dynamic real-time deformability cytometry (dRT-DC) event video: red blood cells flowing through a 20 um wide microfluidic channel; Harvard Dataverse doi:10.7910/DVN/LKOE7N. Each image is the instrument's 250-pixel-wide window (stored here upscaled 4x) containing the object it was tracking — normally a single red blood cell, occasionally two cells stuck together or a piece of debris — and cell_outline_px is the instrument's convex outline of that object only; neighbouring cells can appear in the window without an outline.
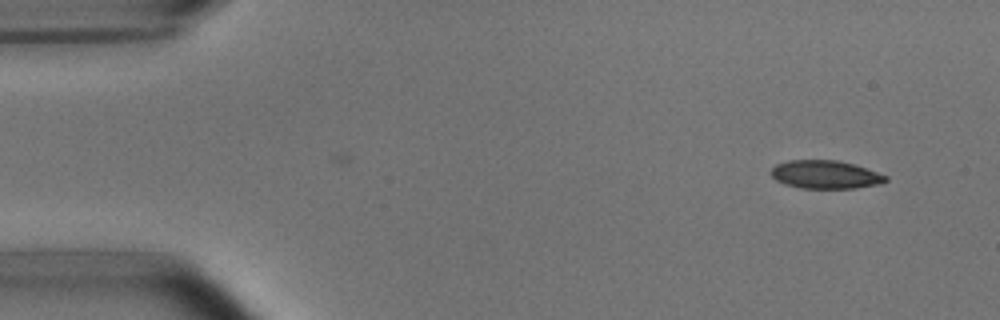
{"species": "common noctule bat (a hibernating species)", "species_latin": "Nyctalus noctula", "temperature_condition": "room temperature", "stored_images_in_passage": 4, "camera_frame_rate_fps": 3000, "um_per_image_px": 0.085, "animal": {"sex": "male", "body_mass_g": 15.6}, "frame": {"image": 1, "passage_image": 1, "time_ms": 0.0, "image_size_px": [1000, 320], "cell_outline_px": [[888, 180], [880, 184], [856, 188], [800, 188], [784, 184], [776, 180], [772, 176], [772, 168], [776, 164], [788, 160], [836, 160], [852, 164], [888, 176]], "centroid_in_image_um": [70.15, 14.84], "position_along_channel_um": 14.9, "area_um2": 18.73}}
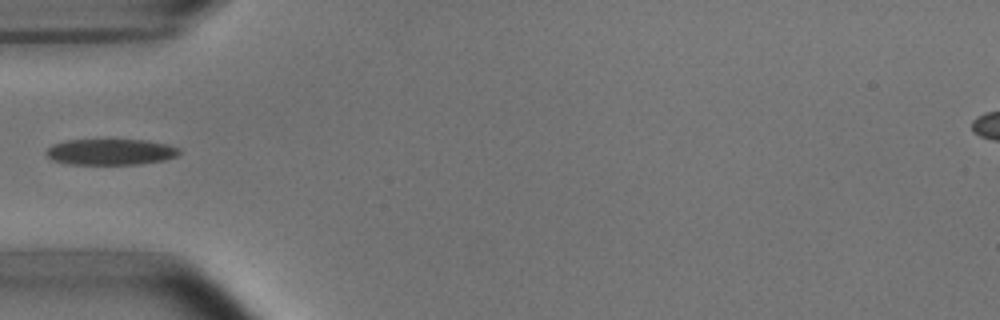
{"frame": {"image": 2, "passage_image": 4, "time_ms": 4.333, "image_size_px": [1000, 320], "cell_outline_px": [[180, 152], [176, 156], [164, 160], [140, 164], [68, 164], [52, 160], [44, 152], [52, 144], [64, 140], [148, 140], [168, 144], [180, 148]], "centroid_in_image_um": [9.4, 12.91], "position_along_channel_um": 75.6, "area_um2": 20.29}}